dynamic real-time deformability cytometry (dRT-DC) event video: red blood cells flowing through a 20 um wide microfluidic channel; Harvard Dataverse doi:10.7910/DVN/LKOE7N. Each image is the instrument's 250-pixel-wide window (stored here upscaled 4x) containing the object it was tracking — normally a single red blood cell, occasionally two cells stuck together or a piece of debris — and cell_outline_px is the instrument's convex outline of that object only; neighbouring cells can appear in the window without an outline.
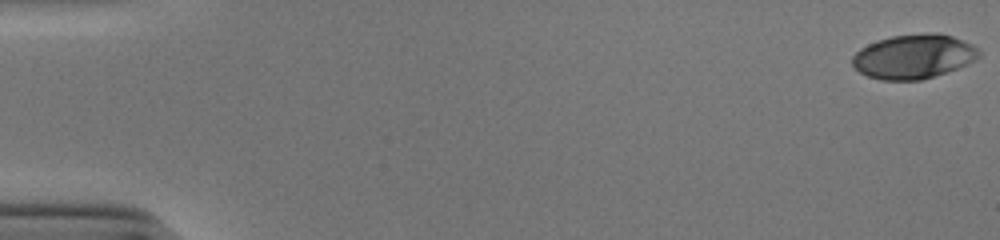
{"species": "human", "species_latin": "Homo sapiens", "temperature_condition": "cold", "stored_images_in_passage": 48, "camera_frame_rate_fps": 3000, "um_per_image_px": 0.085, "donor": {"sex": "male"}, "frame": {"image": 1, "passage_image": 1, "time_ms": 0.0, "image_size_px": [1000, 240], "cell_outline_px": [[980, 56], [956, 68], [920, 80], [880, 80], [868, 76], [860, 72], [852, 64], [852, 56], [860, 48], [868, 44], [892, 36], [932, 32], [952, 36], [972, 44], [980, 52]], "centroid_in_image_um": [77.62, 4.8], "position_along_channel_um": 7.4, "area_um2": 32.19}}
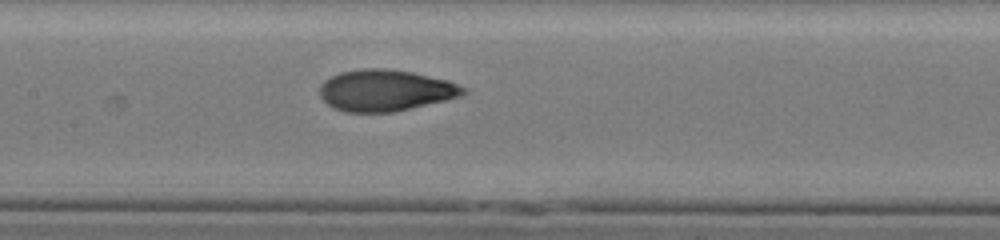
{"frame": {"image": 2, "passage_image": 27, "time_ms": 8.667, "image_size_px": [1000, 240], "cell_outline_px": [[468, 92], [464, 96], [392, 112], [344, 112], [332, 108], [320, 96], [320, 84], [324, 80], [340, 72], [364, 68], [388, 68], [412, 72], [448, 80], [468, 88]], "centroid_in_image_um": [32.78, 7.68], "position_along_channel_um": 174.6, "area_um2": 34.91}}
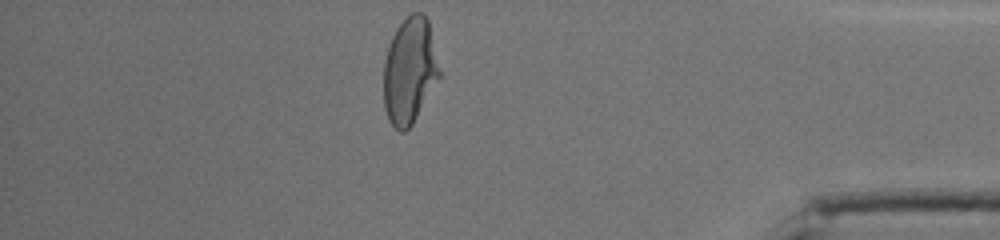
{"frame": {"image": 3, "passage_image": 47, "time_ms": 15.333, "image_size_px": [1000, 240], "cell_outline_px": [[440, 76], [412, 124], [404, 132], [400, 132], [388, 120], [384, 108], [384, 60], [392, 36], [396, 28], [412, 12], [424, 12], [428, 20], [440, 68]], "centroid_in_image_um": [34.81, 6.0], "position_along_channel_um": 400.4, "area_um2": 34.33}, "authors_computed_cell_mechanics": {"area_um2": 33.813, "velocity_mm_per_s": 3.8965, "shape_relaxation_time_tau1_ms": 7.1182, "shape_relaxation_time_tau2_ms": 0.9313, "deformation_change_tau1": 0.2579, "deformation_change_tau2": 0.0633}}